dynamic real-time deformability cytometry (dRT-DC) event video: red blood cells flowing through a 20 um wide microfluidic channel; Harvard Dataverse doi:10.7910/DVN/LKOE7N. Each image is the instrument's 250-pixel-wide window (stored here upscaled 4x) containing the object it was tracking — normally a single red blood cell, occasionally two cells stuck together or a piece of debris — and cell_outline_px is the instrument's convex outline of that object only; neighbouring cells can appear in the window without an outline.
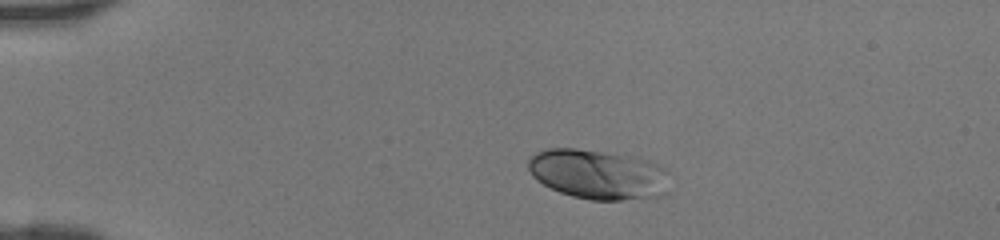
{"species": "human", "species_latin": "Homo sapiens", "temperature_condition": "room temperature", "stored_images_in_passage": 37, "camera_frame_rate_fps": 3000, "um_per_image_px": 0.085, "donor": {"sex": "female"}, "frame": {"image": 1, "passage_image": 1, "time_ms": 0.0, "image_size_px": [1000, 240], "cell_outline_px": [[668, 192], [660, 196], [620, 200], [588, 200], [572, 196], [560, 192], [536, 180], [532, 176], [528, 168], [528, 160], [536, 152], [544, 148], [576, 148], [640, 156], [660, 164], [668, 168]], "centroid_in_image_um": [50.89, 14.8], "position_along_channel_um": 34.1, "area_um2": 41.85}}
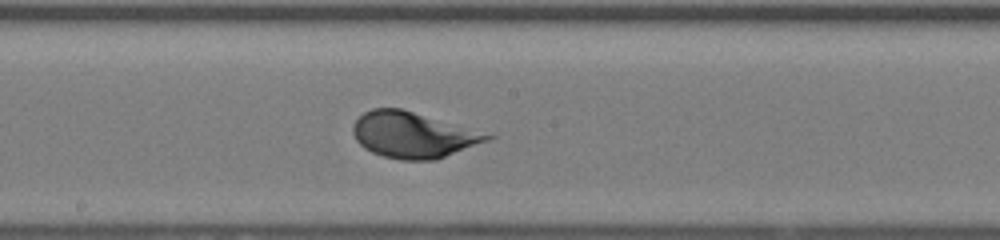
{"frame": {"image": 2, "passage_image": 17, "time_ms": 5.333, "image_size_px": [1000, 240], "cell_outline_px": [[496, 136], [488, 140], [436, 160], [400, 160], [384, 156], [372, 152], [364, 148], [356, 140], [352, 132], [352, 124], [364, 112], [372, 108], [400, 108], [496, 132]], "centroid_in_image_um": [35.22, 11.44], "position_along_channel_um": 213.0, "area_um2": 36.82}}
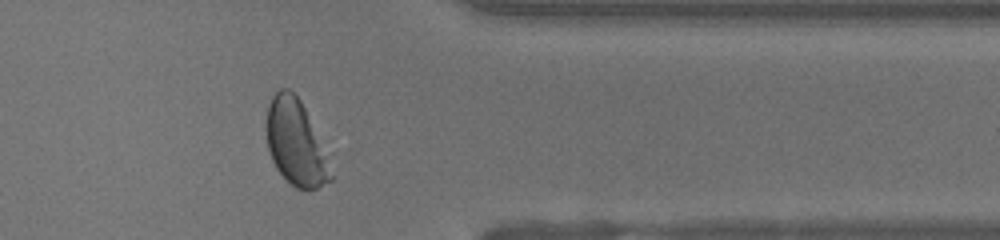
{"frame": {"image": 3, "passage_image": 29, "time_ms": 9.333, "image_size_px": [1000, 240], "cell_outline_px": [[332, 180], [316, 188], [296, 188], [276, 168], [272, 160], [268, 148], [268, 104], [272, 96], [280, 88], [288, 88], [300, 100], [304, 108], [324, 152], [332, 176]], "centroid_in_image_um": [25.11, 12.12], "position_along_channel_um": 386.3, "area_um2": 30.63}}